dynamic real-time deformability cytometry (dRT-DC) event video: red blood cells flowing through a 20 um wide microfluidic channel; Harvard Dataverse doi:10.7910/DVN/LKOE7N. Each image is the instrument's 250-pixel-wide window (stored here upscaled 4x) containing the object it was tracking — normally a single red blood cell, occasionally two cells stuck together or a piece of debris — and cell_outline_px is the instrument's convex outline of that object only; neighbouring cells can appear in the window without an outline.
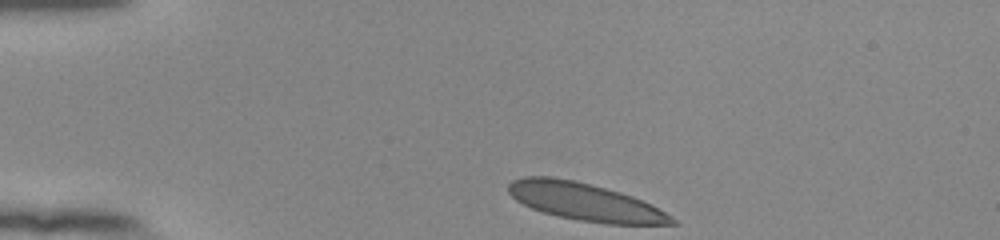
{"species": "human", "species_latin": "Homo sapiens", "temperature_condition": "room temperature", "stored_images_in_passage": 36, "camera_frame_rate_fps": 3000, "um_per_image_px": 0.085, "donor": {"sex": "female"}, "frame": {"image": 1, "passage_image": 1, "time_ms": 0.0, "image_size_px": [1000, 240], "cell_outline_px": [[680, 224], [608, 224], [580, 220], [560, 216], [544, 212], [532, 208], [516, 200], [508, 192], [508, 184], [512, 180], [524, 176], [552, 176], [572, 180], [620, 192], [632, 196], [652, 204], [672, 216]], "centroid_in_image_um": [49.74, 17.15], "position_along_channel_um": 35.3, "area_um2": 35.49}}
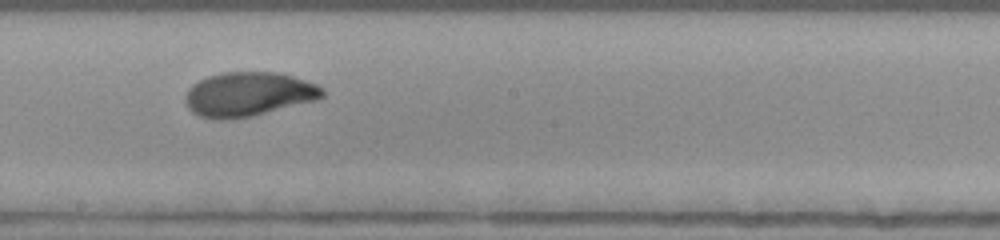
{"frame": {"image": 2, "passage_image": 21, "time_ms": 6.667, "image_size_px": [1000, 240], "cell_outline_px": [[324, 96], [316, 100], [252, 116], [232, 120], [212, 120], [200, 116], [192, 112], [188, 108], [184, 100], [184, 96], [188, 88], [192, 84], [208, 76], [224, 72], [280, 72], [316, 84], [324, 88]], "centroid_in_image_um": [21.08, 8.02], "position_along_channel_um": 227.1, "area_um2": 35.66}}
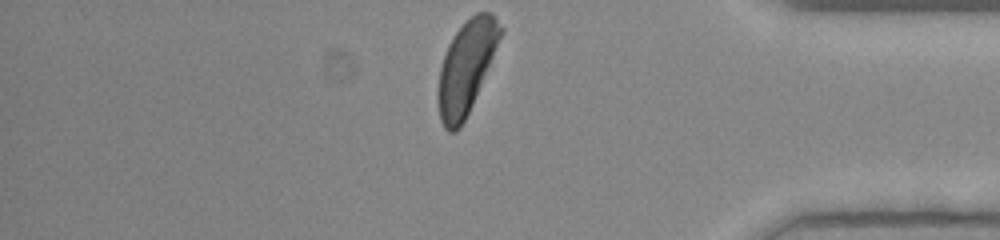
{"frame": {"image": 3, "passage_image": 36, "time_ms": 11.667, "image_size_px": [1000, 240], "cell_outline_px": [[504, 28], [472, 104], [460, 128], [456, 132], [448, 132], [444, 128], [440, 120], [436, 96], [436, 92], [440, 68], [448, 44], [456, 32], [476, 12], [492, 12]], "centroid_in_image_um": [39.59, 5.74], "position_along_channel_um": 395.6, "area_um2": 33.12}, "authors_computed_cell_mechanics": {"area_um2": 35.7782, "velocity_mm_per_s": 3.8133, "shape_relaxation_time_tau1_ms": 7.952, "shape_relaxation_time_tau2_ms": null, "deformation_change_tau1": 0.3051, "deformation_change_tau2": null}}